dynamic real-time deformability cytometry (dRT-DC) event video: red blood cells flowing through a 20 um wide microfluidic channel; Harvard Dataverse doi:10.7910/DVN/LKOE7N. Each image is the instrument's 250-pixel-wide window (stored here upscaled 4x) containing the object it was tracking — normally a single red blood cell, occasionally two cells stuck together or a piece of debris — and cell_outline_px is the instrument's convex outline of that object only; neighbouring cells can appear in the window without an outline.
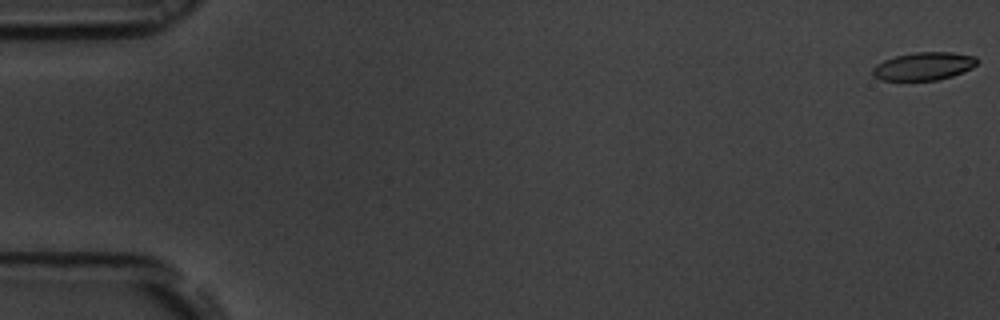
{"species": "common noctule bat (a hibernating species)", "species_latin": "Nyctalus noctula", "temperature_condition": "room temperature", "stored_images_in_passage": 56, "camera_frame_rate_fps": 3000, "um_per_image_px": 0.085, "animal": {"sex": "male", "body_mass_g": 19.5, "forearm_length_mm": 54.6}, "frame": {"image": 1, "passage_image": 1, "time_ms": 0.0, "image_size_px": [1000, 320], "cell_outline_px": [[980, 60], [972, 68], [964, 72], [952, 76], [936, 80], [880, 80], [872, 76], [872, 68], [876, 64], [884, 60], [896, 56], [916, 52], [952, 52], [976, 56]], "centroid_in_image_um": [78.53, 5.62], "position_along_channel_um": 6.5, "area_um2": 17.17}}
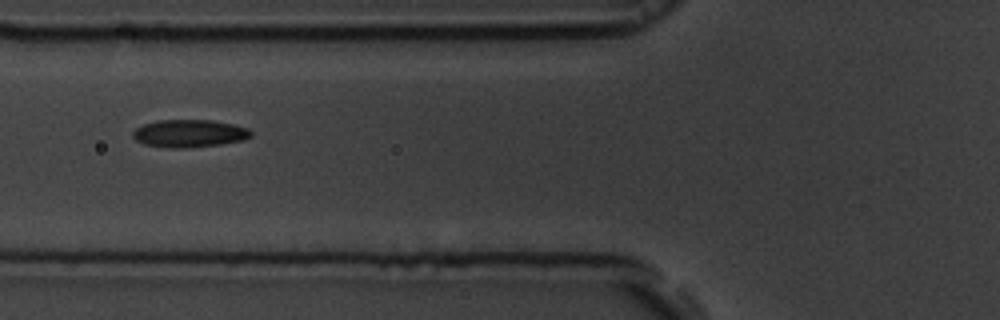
{"frame": {"image": 2, "passage_image": 22, "time_ms": 7.0, "image_size_px": [1000, 320], "cell_outline_px": [[252, 136], [244, 140], [220, 144], [188, 148], [172, 148], [144, 144], [136, 140], [132, 136], [132, 132], [136, 128], [144, 124], [156, 120], [212, 120], [232, 124], [248, 128], [252, 132]], "centroid_in_image_um": [16.09, 11.34], "position_along_channel_um": 109.7, "area_um2": 19.07}}
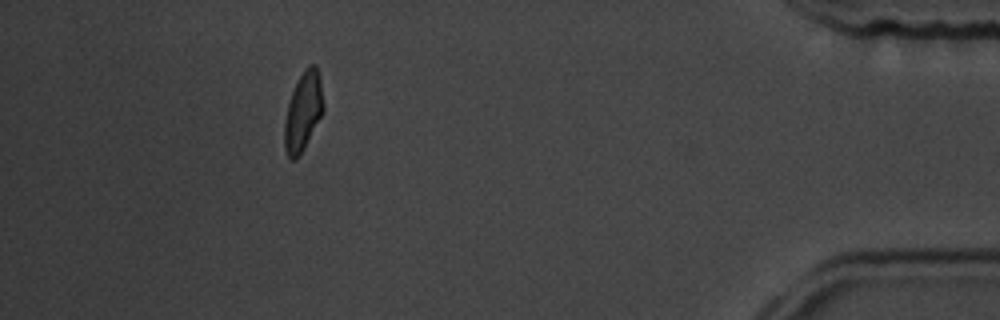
{"frame": {"image": 3, "passage_image": 51, "time_ms": 16.667, "image_size_px": [1000, 320], "cell_outline_px": [[324, 108], [304, 148], [296, 160], [292, 160], [288, 156], [284, 148], [284, 124], [288, 104], [292, 92], [304, 68], [308, 64], [316, 64], [320, 80], [324, 104]], "centroid_in_image_um": [25.75, 9.47], "position_along_channel_um": 409.4, "area_um2": 17.57}, "authors_computed_cell_mechanics": {"area_um2": 18.207, "velocity_mm_per_s": 3.6729, "shape_relaxation_time_tau1_ms": 3.6398, "shape_relaxation_time_tau2_ms": 1.7972, "deformation_change_tau1": 0.1073, "deformation_change_tau2": 0.0697}}